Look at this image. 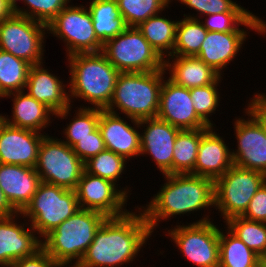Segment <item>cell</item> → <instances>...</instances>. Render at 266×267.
Listing matches in <instances>:
<instances>
[{"label":"cell","mask_w":266,"mask_h":267,"mask_svg":"<svg viewBox=\"0 0 266 267\" xmlns=\"http://www.w3.org/2000/svg\"><path fill=\"white\" fill-rule=\"evenodd\" d=\"M47 25L14 14L0 23V50L31 65L41 64L45 56Z\"/></svg>","instance_id":"obj_12"},{"label":"cell","mask_w":266,"mask_h":267,"mask_svg":"<svg viewBox=\"0 0 266 267\" xmlns=\"http://www.w3.org/2000/svg\"><path fill=\"white\" fill-rule=\"evenodd\" d=\"M102 53L120 73L165 70V60L137 27H127L103 44Z\"/></svg>","instance_id":"obj_7"},{"label":"cell","mask_w":266,"mask_h":267,"mask_svg":"<svg viewBox=\"0 0 266 267\" xmlns=\"http://www.w3.org/2000/svg\"><path fill=\"white\" fill-rule=\"evenodd\" d=\"M84 267L80 265L79 263H63V264H58L57 267Z\"/></svg>","instance_id":"obj_47"},{"label":"cell","mask_w":266,"mask_h":267,"mask_svg":"<svg viewBox=\"0 0 266 267\" xmlns=\"http://www.w3.org/2000/svg\"><path fill=\"white\" fill-rule=\"evenodd\" d=\"M127 163L124 157L105 149L84 162V171L109 180L120 188L118 183L122 181V174H126Z\"/></svg>","instance_id":"obj_34"},{"label":"cell","mask_w":266,"mask_h":267,"mask_svg":"<svg viewBox=\"0 0 266 267\" xmlns=\"http://www.w3.org/2000/svg\"><path fill=\"white\" fill-rule=\"evenodd\" d=\"M164 68L171 81L187 89L210 85L221 76L196 56L171 55Z\"/></svg>","instance_id":"obj_25"},{"label":"cell","mask_w":266,"mask_h":267,"mask_svg":"<svg viewBox=\"0 0 266 267\" xmlns=\"http://www.w3.org/2000/svg\"><path fill=\"white\" fill-rule=\"evenodd\" d=\"M41 182L35 168L0 164V187L17 212H22L31 202Z\"/></svg>","instance_id":"obj_24"},{"label":"cell","mask_w":266,"mask_h":267,"mask_svg":"<svg viewBox=\"0 0 266 267\" xmlns=\"http://www.w3.org/2000/svg\"><path fill=\"white\" fill-rule=\"evenodd\" d=\"M243 110L244 118L233 119L237 140V148L231 149L234 165L266 175V133L260 122L246 108Z\"/></svg>","instance_id":"obj_14"},{"label":"cell","mask_w":266,"mask_h":267,"mask_svg":"<svg viewBox=\"0 0 266 267\" xmlns=\"http://www.w3.org/2000/svg\"><path fill=\"white\" fill-rule=\"evenodd\" d=\"M223 227H219V267H257L259 256L226 225Z\"/></svg>","instance_id":"obj_29"},{"label":"cell","mask_w":266,"mask_h":267,"mask_svg":"<svg viewBox=\"0 0 266 267\" xmlns=\"http://www.w3.org/2000/svg\"><path fill=\"white\" fill-rule=\"evenodd\" d=\"M15 14L13 6L8 0H0V23Z\"/></svg>","instance_id":"obj_45"},{"label":"cell","mask_w":266,"mask_h":267,"mask_svg":"<svg viewBox=\"0 0 266 267\" xmlns=\"http://www.w3.org/2000/svg\"><path fill=\"white\" fill-rule=\"evenodd\" d=\"M186 5V8H191L195 13L183 14L184 17L192 19H200L203 16L210 14H218L223 12H251L233 0H172ZM197 13V14H196ZM192 14V15H191ZM195 14V15H194Z\"/></svg>","instance_id":"obj_39"},{"label":"cell","mask_w":266,"mask_h":267,"mask_svg":"<svg viewBox=\"0 0 266 267\" xmlns=\"http://www.w3.org/2000/svg\"><path fill=\"white\" fill-rule=\"evenodd\" d=\"M41 248V238L21 212L0 217V267H9L14 261L32 256Z\"/></svg>","instance_id":"obj_15"},{"label":"cell","mask_w":266,"mask_h":267,"mask_svg":"<svg viewBox=\"0 0 266 267\" xmlns=\"http://www.w3.org/2000/svg\"><path fill=\"white\" fill-rule=\"evenodd\" d=\"M258 265L260 267H266V252H264L259 256Z\"/></svg>","instance_id":"obj_46"},{"label":"cell","mask_w":266,"mask_h":267,"mask_svg":"<svg viewBox=\"0 0 266 267\" xmlns=\"http://www.w3.org/2000/svg\"><path fill=\"white\" fill-rule=\"evenodd\" d=\"M121 16L128 27H138L151 16L165 13L172 0H116ZM170 5V6H169Z\"/></svg>","instance_id":"obj_35"},{"label":"cell","mask_w":266,"mask_h":267,"mask_svg":"<svg viewBox=\"0 0 266 267\" xmlns=\"http://www.w3.org/2000/svg\"><path fill=\"white\" fill-rule=\"evenodd\" d=\"M206 34L207 29L199 19L179 17L172 55L197 56Z\"/></svg>","instance_id":"obj_33"},{"label":"cell","mask_w":266,"mask_h":267,"mask_svg":"<svg viewBox=\"0 0 266 267\" xmlns=\"http://www.w3.org/2000/svg\"><path fill=\"white\" fill-rule=\"evenodd\" d=\"M106 218L98 211L80 208L41 239L42 248L57 264L79 263Z\"/></svg>","instance_id":"obj_5"},{"label":"cell","mask_w":266,"mask_h":267,"mask_svg":"<svg viewBox=\"0 0 266 267\" xmlns=\"http://www.w3.org/2000/svg\"><path fill=\"white\" fill-rule=\"evenodd\" d=\"M139 126L140 156H151L161 174H173L174 143L180 129L158 117L140 120Z\"/></svg>","instance_id":"obj_16"},{"label":"cell","mask_w":266,"mask_h":267,"mask_svg":"<svg viewBox=\"0 0 266 267\" xmlns=\"http://www.w3.org/2000/svg\"><path fill=\"white\" fill-rule=\"evenodd\" d=\"M45 135L10 126L0 119V164L35 168L39 147Z\"/></svg>","instance_id":"obj_19"},{"label":"cell","mask_w":266,"mask_h":267,"mask_svg":"<svg viewBox=\"0 0 266 267\" xmlns=\"http://www.w3.org/2000/svg\"><path fill=\"white\" fill-rule=\"evenodd\" d=\"M242 217L250 221L266 223V181L250 200Z\"/></svg>","instance_id":"obj_41"},{"label":"cell","mask_w":266,"mask_h":267,"mask_svg":"<svg viewBox=\"0 0 266 267\" xmlns=\"http://www.w3.org/2000/svg\"><path fill=\"white\" fill-rule=\"evenodd\" d=\"M181 222L177 221L175 227L163 229V234L170 237L184 260L195 267H219V225H215L214 220Z\"/></svg>","instance_id":"obj_8"},{"label":"cell","mask_w":266,"mask_h":267,"mask_svg":"<svg viewBox=\"0 0 266 267\" xmlns=\"http://www.w3.org/2000/svg\"><path fill=\"white\" fill-rule=\"evenodd\" d=\"M165 74V70L120 73L106 110L138 121L157 117Z\"/></svg>","instance_id":"obj_4"},{"label":"cell","mask_w":266,"mask_h":267,"mask_svg":"<svg viewBox=\"0 0 266 267\" xmlns=\"http://www.w3.org/2000/svg\"><path fill=\"white\" fill-rule=\"evenodd\" d=\"M46 134L40 144L35 170L42 182L75 190L84 162L58 136Z\"/></svg>","instance_id":"obj_10"},{"label":"cell","mask_w":266,"mask_h":267,"mask_svg":"<svg viewBox=\"0 0 266 267\" xmlns=\"http://www.w3.org/2000/svg\"><path fill=\"white\" fill-rule=\"evenodd\" d=\"M136 206L135 210L130 209L123 216L105 219L80 260V265L122 267L135 262L153 236L143 211Z\"/></svg>","instance_id":"obj_2"},{"label":"cell","mask_w":266,"mask_h":267,"mask_svg":"<svg viewBox=\"0 0 266 267\" xmlns=\"http://www.w3.org/2000/svg\"><path fill=\"white\" fill-rule=\"evenodd\" d=\"M31 64L0 50V91L4 94L24 91Z\"/></svg>","instance_id":"obj_32"},{"label":"cell","mask_w":266,"mask_h":267,"mask_svg":"<svg viewBox=\"0 0 266 267\" xmlns=\"http://www.w3.org/2000/svg\"><path fill=\"white\" fill-rule=\"evenodd\" d=\"M22 5L14 8L15 14L48 25L71 1L70 0H20Z\"/></svg>","instance_id":"obj_38"},{"label":"cell","mask_w":266,"mask_h":267,"mask_svg":"<svg viewBox=\"0 0 266 267\" xmlns=\"http://www.w3.org/2000/svg\"><path fill=\"white\" fill-rule=\"evenodd\" d=\"M223 76H220L214 83L201 87L191 88L190 95L197 116L208 126L215 127L212 116L218 113L222 92L219 90ZM218 87V88H217ZM221 92V93H220Z\"/></svg>","instance_id":"obj_36"},{"label":"cell","mask_w":266,"mask_h":267,"mask_svg":"<svg viewBox=\"0 0 266 267\" xmlns=\"http://www.w3.org/2000/svg\"><path fill=\"white\" fill-rule=\"evenodd\" d=\"M167 17L161 12L151 16L137 27L164 60L173 54L176 28L179 21Z\"/></svg>","instance_id":"obj_28"},{"label":"cell","mask_w":266,"mask_h":267,"mask_svg":"<svg viewBox=\"0 0 266 267\" xmlns=\"http://www.w3.org/2000/svg\"><path fill=\"white\" fill-rule=\"evenodd\" d=\"M215 127L201 128V140L194 167V175L212 180L220 178L233 165L231 147L225 136L217 133ZM230 147V148H229Z\"/></svg>","instance_id":"obj_21"},{"label":"cell","mask_w":266,"mask_h":267,"mask_svg":"<svg viewBox=\"0 0 266 267\" xmlns=\"http://www.w3.org/2000/svg\"><path fill=\"white\" fill-rule=\"evenodd\" d=\"M20 3V0H8V2L13 6V8H15L19 3Z\"/></svg>","instance_id":"obj_49"},{"label":"cell","mask_w":266,"mask_h":267,"mask_svg":"<svg viewBox=\"0 0 266 267\" xmlns=\"http://www.w3.org/2000/svg\"><path fill=\"white\" fill-rule=\"evenodd\" d=\"M79 209L75 190L41 182L21 214L42 239Z\"/></svg>","instance_id":"obj_6"},{"label":"cell","mask_w":266,"mask_h":267,"mask_svg":"<svg viewBox=\"0 0 266 267\" xmlns=\"http://www.w3.org/2000/svg\"><path fill=\"white\" fill-rule=\"evenodd\" d=\"M3 99V98H5V95L0 91V99Z\"/></svg>","instance_id":"obj_50"},{"label":"cell","mask_w":266,"mask_h":267,"mask_svg":"<svg viewBox=\"0 0 266 267\" xmlns=\"http://www.w3.org/2000/svg\"><path fill=\"white\" fill-rule=\"evenodd\" d=\"M251 96L245 107L260 122L266 133V105L255 94Z\"/></svg>","instance_id":"obj_43"},{"label":"cell","mask_w":266,"mask_h":267,"mask_svg":"<svg viewBox=\"0 0 266 267\" xmlns=\"http://www.w3.org/2000/svg\"><path fill=\"white\" fill-rule=\"evenodd\" d=\"M65 58L68 59L71 105L74 106V101L81 99L80 102L83 100V103H87L79 107L106 109L113 98L120 72L102 52L77 53Z\"/></svg>","instance_id":"obj_3"},{"label":"cell","mask_w":266,"mask_h":267,"mask_svg":"<svg viewBox=\"0 0 266 267\" xmlns=\"http://www.w3.org/2000/svg\"><path fill=\"white\" fill-rule=\"evenodd\" d=\"M100 109L98 128L105 148L129 160L140 158L141 139L139 121ZM131 123H128L130 122ZM133 125V126H132ZM132 158V159H131Z\"/></svg>","instance_id":"obj_17"},{"label":"cell","mask_w":266,"mask_h":267,"mask_svg":"<svg viewBox=\"0 0 266 267\" xmlns=\"http://www.w3.org/2000/svg\"><path fill=\"white\" fill-rule=\"evenodd\" d=\"M57 75L45 68V61L31 65L25 87V91L32 98L45 104L55 114L71 105L68 80L66 83V80L60 79Z\"/></svg>","instance_id":"obj_22"},{"label":"cell","mask_w":266,"mask_h":267,"mask_svg":"<svg viewBox=\"0 0 266 267\" xmlns=\"http://www.w3.org/2000/svg\"><path fill=\"white\" fill-rule=\"evenodd\" d=\"M47 34L62 40L66 57L77 53L102 52L103 43L97 38L91 14L86 4H68L48 25Z\"/></svg>","instance_id":"obj_11"},{"label":"cell","mask_w":266,"mask_h":267,"mask_svg":"<svg viewBox=\"0 0 266 267\" xmlns=\"http://www.w3.org/2000/svg\"><path fill=\"white\" fill-rule=\"evenodd\" d=\"M201 140V129L180 130L176 136L173 153V174H192Z\"/></svg>","instance_id":"obj_31"},{"label":"cell","mask_w":266,"mask_h":267,"mask_svg":"<svg viewBox=\"0 0 266 267\" xmlns=\"http://www.w3.org/2000/svg\"><path fill=\"white\" fill-rule=\"evenodd\" d=\"M18 213L6 199L2 188L0 187V217L13 216Z\"/></svg>","instance_id":"obj_44"},{"label":"cell","mask_w":266,"mask_h":267,"mask_svg":"<svg viewBox=\"0 0 266 267\" xmlns=\"http://www.w3.org/2000/svg\"><path fill=\"white\" fill-rule=\"evenodd\" d=\"M254 94L266 105V92L265 93H262V92L259 93V91H257Z\"/></svg>","instance_id":"obj_48"},{"label":"cell","mask_w":266,"mask_h":267,"mask_svg":"<svg viewBox=\"0 0 266 267\" xmlns=\"http://www.w3.org/2000/svg\"><path fill=\"white\" fill-rule=\"evenodd\" d=\"M162 177L165 181L158 192L148 204L139 205L152 234L160 228V222H168L179 215L184 217L204 210L202 218L190 223L214 220L210 217L211 210H215L214 180L192 174H164Z\"/></svg>","instance_id":"obj_1"},{"label":"cell","mask_w":266,"mask_h":267,"mask_svg":"<svg viewBox=\"0 0 266 267\" xmlns=\"http://www.w3.org/2000/svg\"><path fill=\"white\" fill-rule=\"evenodd\" d=\"M130 185L119 188L116 184L99 176L83 171L75 188L81 209L98 211L106 217H120L127 214V203L131 193Z\"/></svg>","instance_id":"obj_13"},{"label":"cell","mask_w":266,"mask_h":267,"mask_svg":"<svg viewBox=\"0 0 266 267\" xmlns=\"http://www.w3.org/2000/svg\"><path fill=\"white\" fill-rule=\"evenodd\" d=\"M74 153L83 161L86 162L89 158L104 151L105 144L99 128H97L91 136H87L75 144L73 147Z\"/></svg>","instance_id":"obj_40"},{"label":"cell","mask_w":266,"mask_h":267,"mask_svg":"<svg viewBox=\"0 0 266 267\" xmlns=\"http://www.w3.org/2000/svg\"><path fill=\"white\" fill-rule=\"evenodd\" d=\"M72 107V105H69L66 109L55 114V118H58V121L59 118L61 120H66L68 117H73L69 123L66 122L67 126H63L61 131V135L63 134L61 138H64L61 140L70 147H73L75 144H77L80 139L91 136V133L98 128L100 119V108L77 106L75 107L77 109L72 112L73 114L75 112L74 116H72Z\"/></svg>","instance_id":"obj_27"},{"label":"cell","mask_w":266,"mask_h":267,"mask_svg":"<svg viewBox=\"0 0 266 267\" xmlns=\"http://www.w3.org/2000/svg\"><path fill=\"white\" fill-rule=\"evenodd\" d=\"M5 98H11L13 101L12 115L9 117L0 113L1 120L13 127L48 134L45 129L52 127L50 124L55 121V113L50 108L32 98L25 90L7 94Z\"/></svg>","instance_id":"obj_23"},{"label":"cell","mask_w":266,"mask_h":267,"mask_svg":"<svg viewBox=\"0 0 266 267\" xmlns=\"http://www.w3.org/2000/svg\"><path fill=\"white\" fill-rule=\"evenodd\" d=\"M86 4L92 17L95 34L103 44L128 27L116 0H90Z\"/></svg>","instance_id":"obj_26"},{"label":"cell","mask_w":266,"mask_h":267,"mask_svg":"<svg viewBox=\"0 0 266 267\" xmlns=\"http://www.w3.org/2000/svg\"><path fill=\"white\" fill-rule=\"evenodd\" d=\"M58 264L41 248L34 255L14 261L9 267H57Z\"/></svg>","instance_id":"obj_42"},{"label":"cell","mask_w":266,"mask_h":267,"mask_svg":"<svg viewBox=\"0 0 266 267\" xmlns=\"http://www.w3.org/2000/svg\"><path fill=\"white\" fill-rule=\"evenodd\" d=\"M199 20L207 31L212 32L266 30V21L253 12H223L206 15Z\"/></svg>","instance_id":"obj_30"},{"label":"cell","mask_w":266,"mask_h":267,"mask_svg":"<svg viewBox=\"0 0 266 267\" xmlns=\"http://www.w3.org/2000/svg\"><path fill=\"white\" fill-rule=\"evenodd\" d=\"M250 31L258 35H266V30L212 32L207 31L200 51L196 57L201 59L206 65L211 66L221 76L230 63L234 61L249 38ZM242 48V49H241ZM240 52V53H239ZM239 53V54H238Z\"/></svg>","instance_id":"obj_20"},{"label":"cell","mask_w":266,"mask_h":267,"mask_svg":"<svg viewBox=\"0 0 266 267\" xmlns=\"http://www.w3.org/2000/svg\"><path fill=\"white\" fill-rule=\"evenodd\" d=\"M224 225L258 256L266 252V223L236 216L230 218Z\"/></svg>","instance_id":"obj_37"},{"label":"cell","mask_w":266,"mask_h":267,"mask_svg":"<svg viewBox=\"0 0 266 267\" xmlns=\"http://www.w3.org/2000/svg\"><path fill=\"white\" fill-rule=\"evenodd\" d=\"M266 175L233 165L214 181L215 210L223 223L232 217L242 216L250 200L265 183Z\"/></svg>","instance_id":"obj_9"},{"label":"cell","mask_w":266,"mask_h":267,"mask_svg":"<svg viewBox=\"0 0 266 267\" xmlns=\"http://www.w3.org/2000/svg\"><path fill=\"white\" fill-rule=\"evenodd\" d=\"M157 117L180 130L209 128L195 112L190 89L176 85L167 76L160 90Z\"/></svg>","instance_id":"obj_18"}]
</instances>
